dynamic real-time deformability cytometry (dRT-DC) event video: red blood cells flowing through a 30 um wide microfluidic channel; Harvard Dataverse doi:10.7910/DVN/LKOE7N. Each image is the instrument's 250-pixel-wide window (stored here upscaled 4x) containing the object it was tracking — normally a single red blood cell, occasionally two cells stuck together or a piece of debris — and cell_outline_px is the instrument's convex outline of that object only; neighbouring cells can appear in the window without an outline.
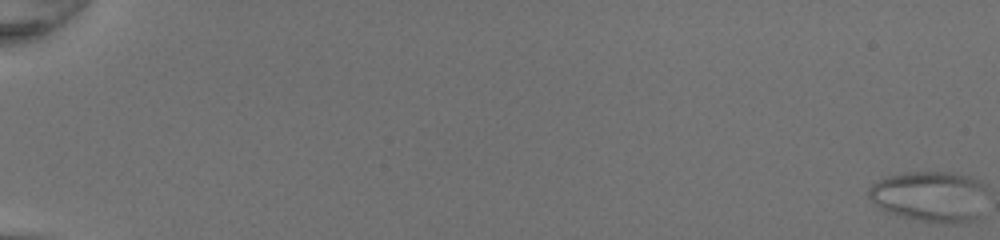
{"species": "common noctule bat (a hibernating species)", "species_latin": "Nyctalus noctula", "temperature_condition": "room temperature", "stored_images_in_passage": 53, "camera_frame_rate_fps": 3000, "um_per_image_px": 0.085, "animal": {"sex": "female", "body_mass_g": 20.0, "forearm_length_mm": 54.0}, "frame": {"image": 1, "passage_image": 1, "time_ms": 0.0, "image_size_px": [1000, 240], "cell_outline_px": [[980, 188], [976, 220], [944, 224], [904, 216], [892, 212], [884, 208], [872, 200], [868, 196], [868, 188], [872, 184], [888, 176], [912, 172], [948, 172], [968, 176], [976, 180], [980, 184]], "centroid_in_image_um": [78.95, 16.68], "position_along_channel_um": 6.0, "area_um2": 33.12}}
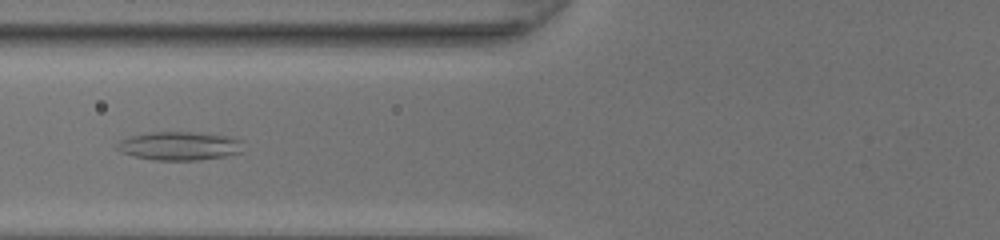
{"frame": {"image": 2, "passage_image": 25, "time_ms": 8.0, "image_size_px": [1000, 240], "cell_outline_px": [[244, 140], [240, 152], [224, 156], [200, 160], [156, 160], [136, 156], [124, 152], [116, 148], [116, 144], [120, 140], [132, 136], [152, 132], [192, 132], [228, 136]], "centroid_in_image_um": [15.29, 12.4], "position_along_channel_um": 110.5, "area_um2": 20.75}}
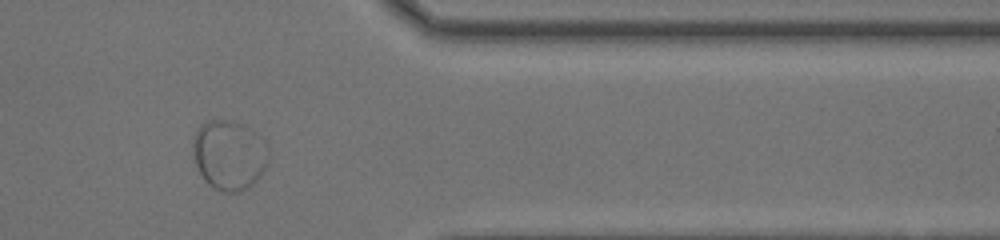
{"frame": {"image": 3, "passage_image": 46, "time_ms": 15.0, "image_size_px": [1000, 240], "cell_outline_px": [[268, 160], [260, 176], [248, 188], [240, 192], [224, 192], [208, 184], [200, 172], [196, 164], [192, 148], [192, 144], [196, 132], [208, 120], [228, 120], [240, 124], [248, 128], [260, 136], [268, 144]], "centroid_in_image_um": [19.5, 13.18], "position_along_channel_um": 391.9, "area_um2": 30.4}}